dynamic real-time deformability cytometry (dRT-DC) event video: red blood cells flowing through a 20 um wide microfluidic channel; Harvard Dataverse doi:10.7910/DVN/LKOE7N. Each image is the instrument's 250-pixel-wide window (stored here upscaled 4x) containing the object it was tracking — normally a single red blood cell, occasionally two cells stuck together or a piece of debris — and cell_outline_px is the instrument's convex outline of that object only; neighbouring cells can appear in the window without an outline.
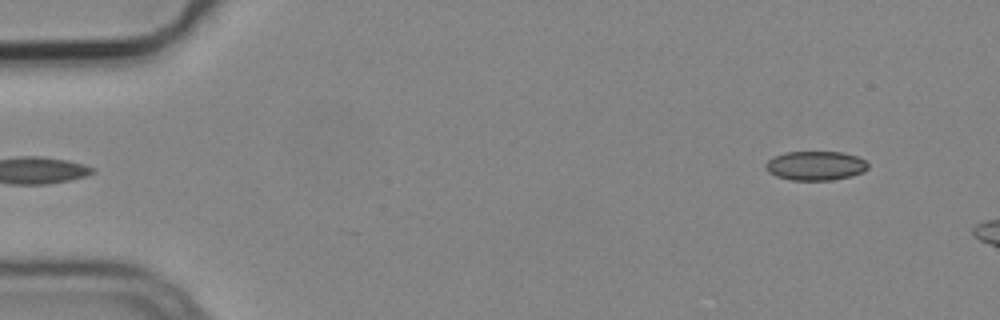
{"species": "common noctule bat (a hibernating species)", "species_latin": "Nyctalus noctula", "temperature_condition": "cold", "stored_images_in_passage": 4, "camera_frame_rate_fps": 3000, "um_per_image_px": 0.085, "animal": {"sex": "male", "body_mass_g": 19.2, "forearm_length_mm": 51.8}, "frame": {"image": 1, "passage_image": 4, "time_ms": 1.0, "image_size_px": [1000, 320], "cell_outline_px": [[868, 168], [864, 172], [852, 176], [832, 180], [792, 180], [776, 176], [768, 172], [764, 168], [764, 164], [772, 156], [784, 152], [844, 152], [856, 156], [864, 160], [868, 164]], "centroid_in_image_um": [69.29, 14.08], "position_along_channel_um": 15.7, "area_um2": 17.63}}